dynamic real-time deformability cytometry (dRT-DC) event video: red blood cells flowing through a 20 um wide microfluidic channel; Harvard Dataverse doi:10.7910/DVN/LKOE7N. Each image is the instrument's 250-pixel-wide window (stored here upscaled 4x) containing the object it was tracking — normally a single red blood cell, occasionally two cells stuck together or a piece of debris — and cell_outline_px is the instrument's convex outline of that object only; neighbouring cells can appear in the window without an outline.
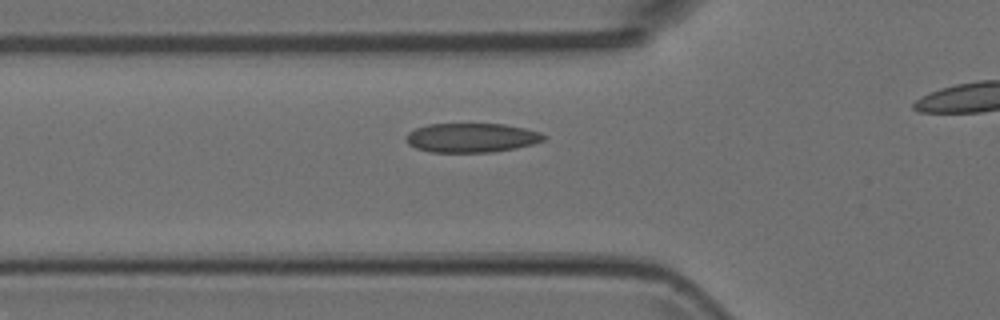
{"species": "Egyptian fruit bat (a non-hibernating species)", "species_latin": "Rousettus aegyptiacus", "temperature_condition": "room temperature", "stored_images_in_passage": 3, "segment_of_instrument_passage": [1, 2], "camera_frame_rate_fps": 3000, "um_per_image_px": 0.085, "animal": {"sex": "female"}, "frame": {"image": 1, "passage_image": 2, "time_ms": 0.333, "image_size_px": [1000, 320], "cell_outline_px": [[548, 136], [544, 140], [532, 144], [516, 148], [492, 152], [432, 152], [416, 148], [408, 144], [404, 140], [404, 136], [408, 132], [416, 128], [428, 124], [504, 124], [524, 128], [540, 132]], "centroid_in_image_um": [40.06, 11.71], "position_along_channel_um": 85.7, "area_um2": 23.58}}